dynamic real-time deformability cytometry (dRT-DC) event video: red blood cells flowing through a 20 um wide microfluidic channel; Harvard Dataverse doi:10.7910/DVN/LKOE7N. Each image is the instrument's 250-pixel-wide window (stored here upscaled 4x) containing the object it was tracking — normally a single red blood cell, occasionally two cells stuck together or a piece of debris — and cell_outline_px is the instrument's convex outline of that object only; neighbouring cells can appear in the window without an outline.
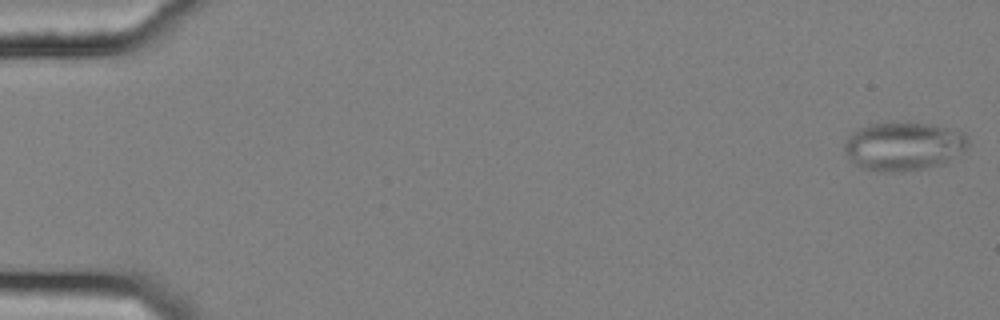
{"species": "common noctule bat (a hibernating species)", "species_latin": "Nyctalus noctula", "temperature_condition": "cold", "stored_images_in_passage": 54, "camera_frame_rate_fps": 3000, "um_per_image_px": 0.085, "animal": {"sex": "female", "body_mass_g": 25.1}, "frame": {"image": 1, "passage_image": 1, "time_ms": 0.0, "image_size_px": [1000, 320], "cell_outline_px": [[968, 144], [960, 152], [948, 160], [940, 164], [924, 168], [896, 172], [876, 172], [860, 168], [844, 152], [844, 144], [852, 132], [856, 128], [872, 124], [932, 124], [964, 132], [968, 136]], "centroid_in_image_um": [76.76, 12.45], "position_along_channel_um": 8.2, "area_um2": 34.51}}
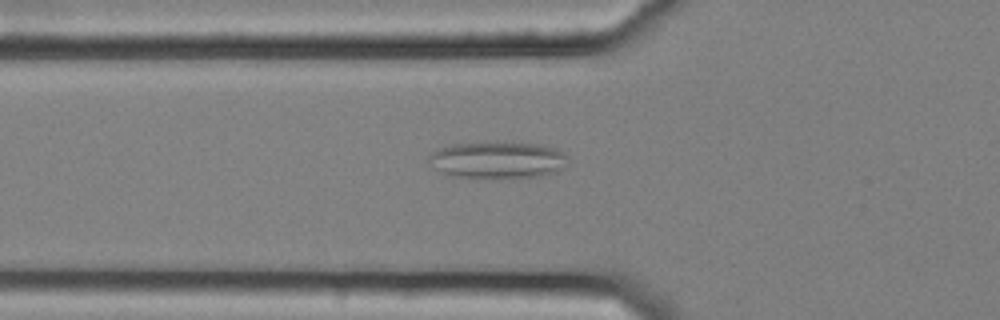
{"frame": {"image": 2, "passage_image": 20, "time_ms": 6.333, "image_size_px": [1000, 320], "cell_outline_px": [[568, 164], [560, 172], [528, 180], [484, 180], [452, 176], [440, 172], [428, 164], [428, 156], [432, 152], [440, 148], [452, 144], [540, 144], [556, 148], [564, 152], [568, 156]], "centroid_in_image_um": [42.37, 13.7], "position_along_channel_um": 83.4, "area_um2": 31.1}}
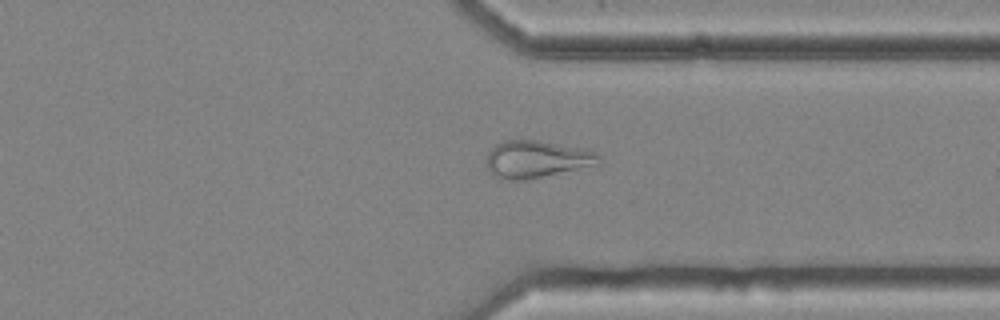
{"frame": {"image": 3, "passage_image": 43, "time_ms": 14.0, "image_size_px": [1000, 320], "cell_outline_px": [[600, 164], [524, 180], [512, 180], [496, 176], [488, 168], [488, 152], [496, 144], [504, 140], [536, 140], [588, 148], [596, 152], [600, 156]], "centroid_in_image_um": [45.68, 13.51], "position_along_channel_um": 365.7, "area_um2": 24.22}}